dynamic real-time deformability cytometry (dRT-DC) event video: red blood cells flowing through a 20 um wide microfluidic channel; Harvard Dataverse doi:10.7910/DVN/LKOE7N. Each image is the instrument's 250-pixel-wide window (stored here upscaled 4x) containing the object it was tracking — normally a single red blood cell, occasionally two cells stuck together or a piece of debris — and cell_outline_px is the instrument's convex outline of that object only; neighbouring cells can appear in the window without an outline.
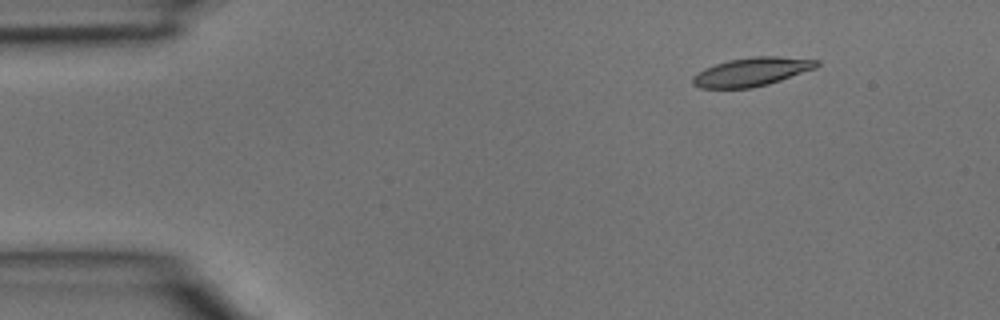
{"species": "common noctule bat (a hibernating species)", "species_latin": "Nyctalus noctula", "temperature_condition": "room temperature", "stored_images_in_passage": 4, "camera_frame_rate_fps": 3000, "um_per_image_px": 0.085, "animal": {"sex": "male", "body_mass_g": 15.6}, "frame": {"image": 1, "passage_image": 2, "time_ms": 0.333, "image_size_px": [1000, 320], "cell_outline_px": [[820, 64], [816, 68], [768, 84], [752, 88], [700, 88], [692, 84], [692, 76], [704, 68], [728, 60], [756, 56], [776, 56], [820, 60]], "centroid_in_image_um": [63.89, 6.1], "position_along_channel_um": 21.1, "area_um2": 20.63}}
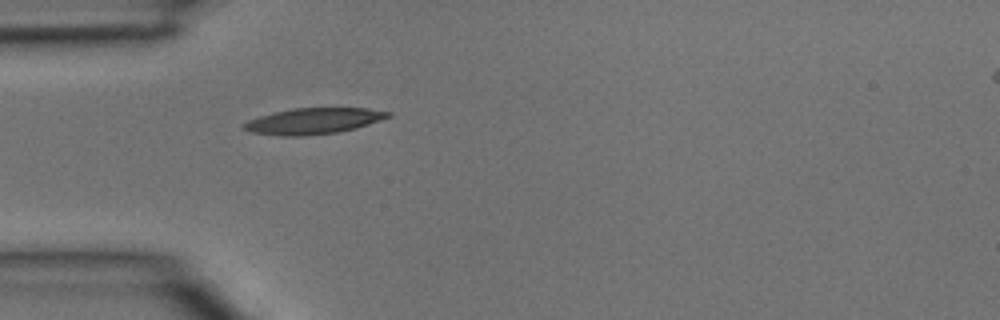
{"frame": {"image": 2, "passage_image": 4, "time_ms": 1.0, "image_size_px": [1000, 320], "cell_outline_px": [[392, 116], [356, 128], [340, 132], [304, 136], [284, 136], [252, 132], [244, 128], [240, 124], [248, 120], [260, 116], [292, 108], [368, 108], [392, 112]], "centroid_in_image_um": [26.67, 10.28], "position_along_channel_um": 58.3, "area_um2": 21.85}}